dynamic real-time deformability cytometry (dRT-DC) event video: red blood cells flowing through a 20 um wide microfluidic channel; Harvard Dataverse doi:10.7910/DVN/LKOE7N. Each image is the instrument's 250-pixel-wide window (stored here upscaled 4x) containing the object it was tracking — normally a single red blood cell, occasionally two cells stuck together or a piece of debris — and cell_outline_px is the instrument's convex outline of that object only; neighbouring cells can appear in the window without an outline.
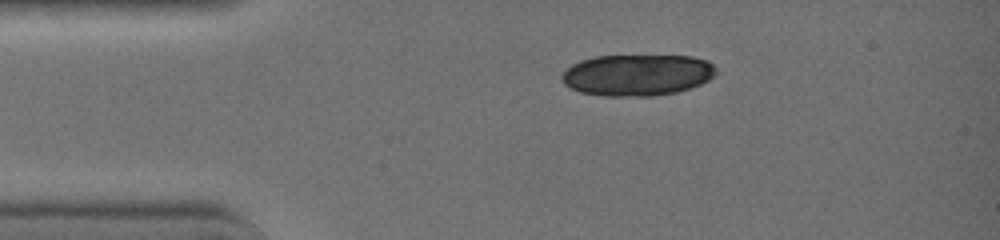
{"species": "common noctule bat (a hibernating species)", "species_latin": "Nyctalus noctula", "temperature_condition": "warm", "stored_images_in_passage": 1, "camera_frame_rate_fps": 3000, "um_per_image_px": 0.085, "animal": {"sex": "female", "body_mass_g": 19.0, "forearm_length_mm": 51.5}, "frame": {"image": 1, "passage_image": 1, "time_ms": 0.0, "image_size_px": [1000, 240], "cell_outline_px": [[716, 72], [708, 80], [700, 84], [676, 92], [648, 96], [608, 96], [580, 92], [564, 84], [560, 76], [572, 64], [580, 60], [596, 56], [692, 56], [708, 60], [716, 68]], "centroid_in_image_um": [54.15, 6.36], "position_along_channel_um": 30.8, "area_um2": 37.05}}